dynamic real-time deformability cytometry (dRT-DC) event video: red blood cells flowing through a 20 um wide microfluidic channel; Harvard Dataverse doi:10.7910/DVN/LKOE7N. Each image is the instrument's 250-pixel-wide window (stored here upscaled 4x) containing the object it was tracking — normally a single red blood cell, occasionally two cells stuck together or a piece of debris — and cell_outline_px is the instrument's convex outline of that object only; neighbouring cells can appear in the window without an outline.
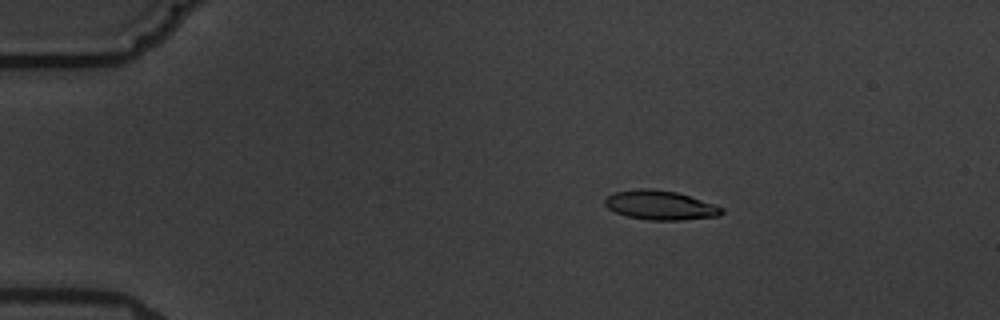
{"species": "common noctule bat (a hibernating species)", "species_latin": "Nyctalus noctula", "temperature_condition": "warm", "stored_images_in_passage": 5, "camera_frame_rate_fps": 3000, "um_per_image_px": 0.085, "animal": {"sex": "male", "body_mass_g": 19.5, "forearm_length_mm": 54.6}, "frame": {"image": 1, "passage_image": 3, "time_ms": 3.333, "image_size_px": [1000, 320], "cell_outline_px": [[724, 212], [720, 216], [680, 220], [648, 220], [628, 216], [616, 212], [608, 208], [604, 204], [604, 200], [608, 196], [616, 192], [640, 188], [652, 188], [676, 192], [724, 208]], "centroid_in_image_um": [56.12, 17.44], "position_along_channel_um": 28.9, "area_um2": 19.71}}